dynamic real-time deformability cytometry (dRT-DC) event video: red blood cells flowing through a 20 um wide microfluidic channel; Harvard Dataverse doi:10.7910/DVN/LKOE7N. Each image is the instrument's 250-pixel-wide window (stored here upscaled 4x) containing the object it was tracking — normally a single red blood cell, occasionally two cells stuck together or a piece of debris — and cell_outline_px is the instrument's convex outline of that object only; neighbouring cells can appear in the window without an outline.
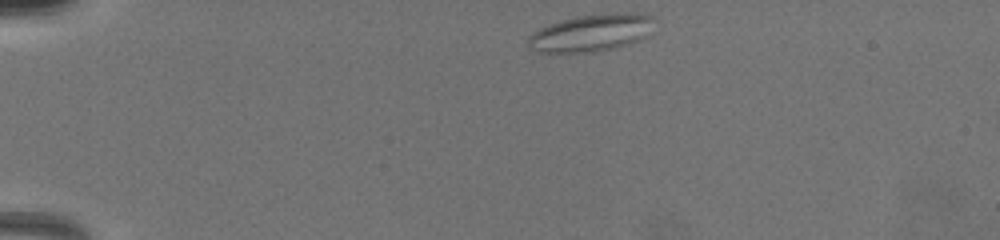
{"species": "common noctule bat (a hibernating species)", "species_latin": "Nyctalus noctula", "temperature_condition": "warm", "stored_images_in_passage": 24, "camera_frame_rate_fps": 3000, "um_per_image_px": 0.085, "animal": {"sex": "female", "body_mass_g": 19.5, "forearm_length_mm": 54.1}, "frame": {"image": 1, "passage_image": 1, "time_ms": 0.0, "image_size_px": [1000, 240], "cell_outline_px": [[652, 20], [644, 36], [628, 44], [596, 52], [536, 52], [528, 48], [524, 44], [528, 36], [532, 32], [548, 24], [560, 20], [576, 16], [636, 12], [644, 12], [652, 16]], "centroid_in_image_um": [50.12, 2.8], "position_along_channel_um": 34.9, "area_um2": 27.17}}
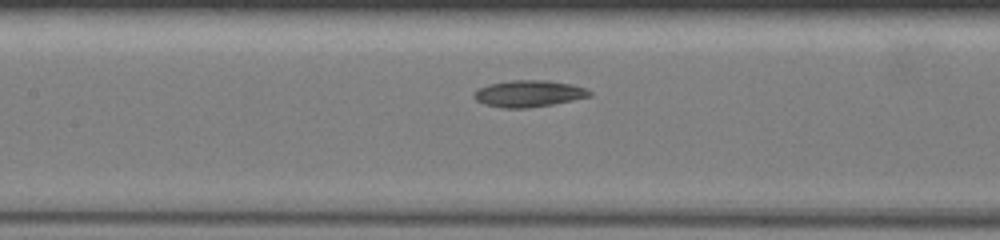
{"frame": {"image": 2, "passage_image": 15, "time_ms": 5.0, "image_size_px": [1000, 240], "cell_outline_px": [[592, 96], [552, 104], [528, 108], [504, 108], [484, 104], [476, 100], [472, 96], [480, 88], [488, 84], [512, 80], [548, 80], [572, 84], [584, 88], [592, 92]], "centroid_in_image_um": [44.95, 7.95], "position_along_channel_um": 162.5, "area_um2": 17.86}}
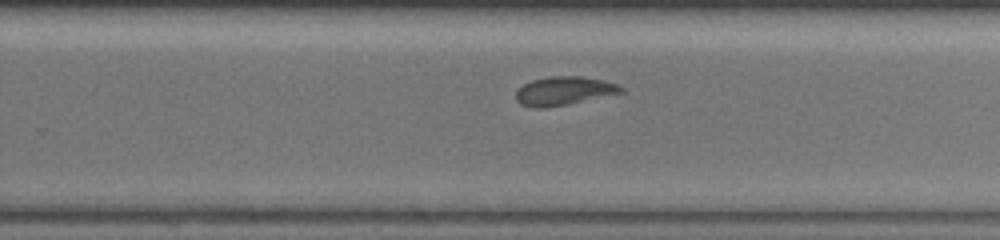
{"frame": {"image": 3, "passage_image": 24, "time_ms": 8.0, "image_size_px": [1000, 240], "cell_outline_px": [[624, 92], [568, 104], [540, 108], [536, 108], [520, 104], [516, 100], [516, 92], [524, 84], [532, 80], [548, 76], [580, 76], [604, 80], [616, 84], [624, 88]], "centroid_in_image_um": [47.93, 7.72], "position_along_channel_um": 281.9, "area_um2": 17.4}}